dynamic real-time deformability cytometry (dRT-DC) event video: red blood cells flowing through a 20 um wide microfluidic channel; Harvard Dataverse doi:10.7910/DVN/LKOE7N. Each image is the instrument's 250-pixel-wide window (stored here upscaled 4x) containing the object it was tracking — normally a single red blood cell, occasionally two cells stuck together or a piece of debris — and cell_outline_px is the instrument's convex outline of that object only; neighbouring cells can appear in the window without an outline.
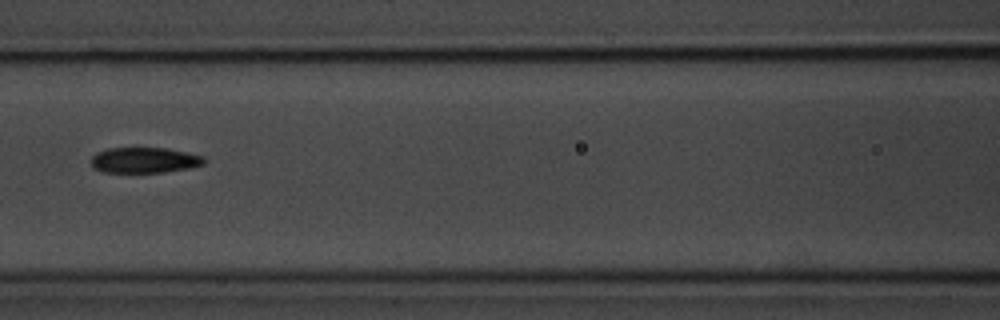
{"species": "common noctule bat (a hibernating species)", "species_latin": "Nyctalus noctula", "temperature_condition": "room temperature", "stored_images_in_passage": 7, "camera_frame_rate_fps": 3000, "um_per_image_px": 0.085, "animal": {"sex": "male", "body_mass_g": 20.1, "forearm_length_mm": 53.5}, "frame": {"image": 1, "passage_image": 7, "time_ms": 6.667, "image_size_px": [1000, 320], "cell_outline_px": [[204, 164], [188, 168], [164, 172], [104, 172], [92, 168], [92, 156], [96, 152], [108, 148], [164, 148], [204, 156]], "centroid_in_image_um": [12.24, 13.61], "position_along_channel_um": 154.4, "area_um2": 16.7}}